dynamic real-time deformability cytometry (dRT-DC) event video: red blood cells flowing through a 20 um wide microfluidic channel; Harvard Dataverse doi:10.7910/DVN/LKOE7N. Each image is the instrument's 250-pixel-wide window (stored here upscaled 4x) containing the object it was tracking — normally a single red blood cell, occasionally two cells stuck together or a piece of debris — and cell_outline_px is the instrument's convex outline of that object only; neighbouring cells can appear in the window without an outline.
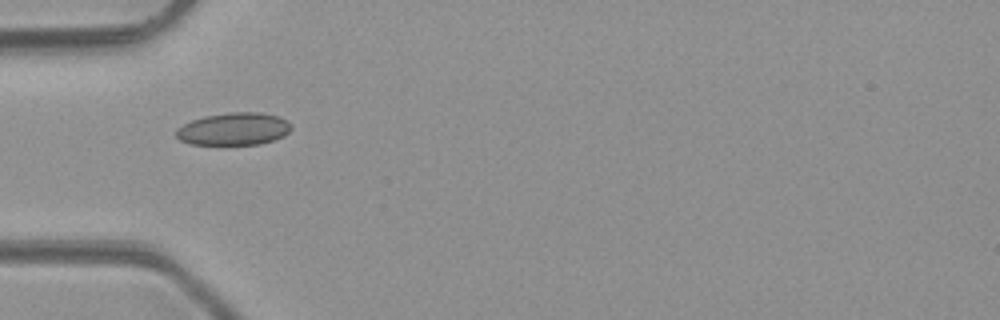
{"species": "common noctule bat (a hibernating species)", "species_latin": "Nyctalus noctula", "temperature_condition": "room temperature", "stored_images_in_passage": 1, "camera_frame_rate_fps": 3000, "um_per_image_px": 0.085, "animal": {"sex": "male", "body_mass_g": 23.1, "forearm_length_mm": 52.7}, "frame": {"image": 1, "passage_image": 1, "time_ms": 0.0, "image_size_px": [1000, 320], "cell_outline_px": [[292, 128], [284, 136], [260, 144], [192, 144], [180, 140], [176, 136], [176, 128], [192, 120], [204, 116], [228, 112], [260, 112], [280, 116], [288, 120], [292, 124]], "centroid_in_image_um": [19.9, 10.94], "position_along_channel_um": 65.1, "area_um2": 21.91}}